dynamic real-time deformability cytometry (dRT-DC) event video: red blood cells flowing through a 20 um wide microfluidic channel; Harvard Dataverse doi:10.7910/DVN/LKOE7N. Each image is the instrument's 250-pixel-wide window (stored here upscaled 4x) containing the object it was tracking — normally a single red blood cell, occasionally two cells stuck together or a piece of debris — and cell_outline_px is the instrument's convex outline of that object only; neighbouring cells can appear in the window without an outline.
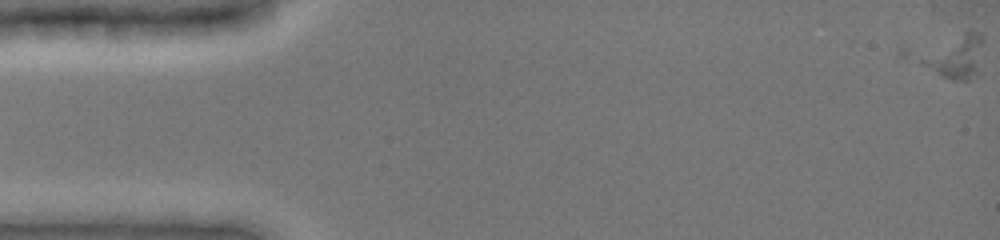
{"species": "common noctule bat (a hibernating species)", "species_latin": "Nyctalus noctula", "temperature_condition": "cold", "stored_images_in_passage": 2, "camera_frame_rate_fps": 3000, "um_per_image_px": 0.085, "animal": {"sex": "female", "body_mass_g": 19.0, "forearm_length_mm": 51.5}, "frame": {"image": 1, "passage_image": 2, "time_ms": 0.333, "image_size_px": [1000, 240], "cell_outline_px": [[984, 36], [976, 72], [968, 80], [952, 80], [940, 76], [896, 56], [896, 52], [900, 48], [908, 44], [964, 32], [980, 32]], "centroid_in_image_um": [80.45, 4.67], "position_along_channel_um": 4.5, "area_um2": 20.35}}